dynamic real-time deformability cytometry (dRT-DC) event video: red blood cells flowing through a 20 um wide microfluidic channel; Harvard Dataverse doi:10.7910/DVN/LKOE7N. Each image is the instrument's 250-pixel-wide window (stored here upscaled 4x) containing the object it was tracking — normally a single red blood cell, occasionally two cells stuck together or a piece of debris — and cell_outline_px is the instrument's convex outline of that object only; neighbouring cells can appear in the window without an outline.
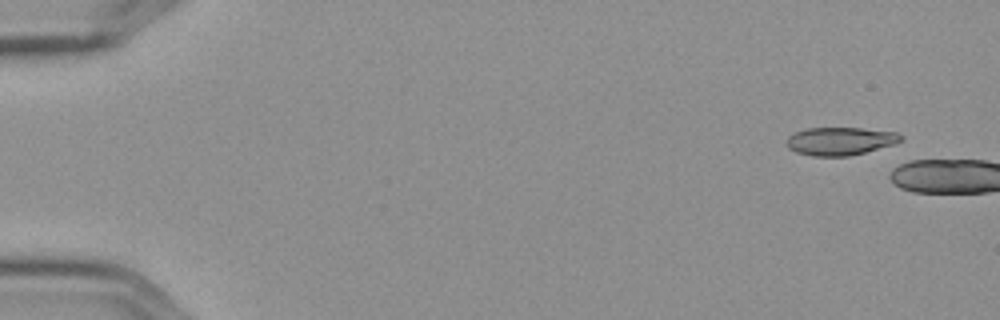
{"species": "Egyptian fruit bat (a non-hibernating species)", "species_latin": "Rousettus aegyptiacus", "temperature_condition": "cold", "stored_images_in_passage": 2, "camera_frame_rate_fps": 3000, "um_per_image_px": 0.085, "frame": {"image": 1, "passage_image": 1, "time_ms": 0.0, "image_size_px": [1000, 320], "cell_outline_px": [[904, 140], [896, 144], [848, 156], [812, 156], [796, 152], [788, 148], [784, 144], [788, 136], [792, 132], [804, 128], [860, 128], [896, 132], [904, 136]], "centroid_in_image_um": [71.39, 11.99], "position_along_channel_um": 13.6, "area_um2": 18.96}}